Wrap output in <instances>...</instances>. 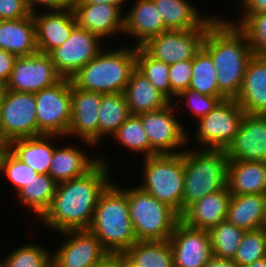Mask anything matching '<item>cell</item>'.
Wrapping results in <instances>:
<instances>
[{"label":"cell","instance_id":"cell-1","mask_svg":"<svg viewBox=\"0 0 266 267\" xmlns=\"http://www.w3.org/2000/svg\"><path fill=\"white\" fill-rule=\"evenodd\" d=\"M102 157L85 175L58 183L49 209L36 222L57 232L88 229L100 195L112 182L108 158Z\"/></svg>","mask_w":266,"mask_h":267},{"label":"cell","instance_id":"cell-2","mask_svg":"<svg viewBox=\"0 0 266 267\" xmlns=\"http://www.w3.org/2000/svg\"><path fill=\"white\" fill-rule=\"evenodd\" d=\"M202 47L211 55L219 91L227 99H235L254 55L246 34L227 18L218 17L208 27Z\"/></svg>","mask_w":266,"mask_h":267},{"label":"cell","instance_id":"cell-3","mask_svg":"<svg viewBox=\"0 0 266 267\" xmlns=\"http://www.w3.org/2000/svg\"><path fill=\"white\" fill-rule=\"evenodd\" d=\"M111 254H123L137 238L129 215L127 194L113 181L100 195L88 228Z\"/></svg>","mask_w":266,"mask_h":267},{"label":"cell","instance_id":"cell-4","mask_svg":"<svg viewBox=\"0 0 266 267\" xmlns=\"http://www.w3.org/2000/svg\"><path fill=\"white\" fill-rule=\"evenodd\" d=\"M129 46L107 51L104 47L70 78L72 84L101 94L123 93L136 68V47Z\"/></svg>","mask_w":266,"mask_h":267},{"label":"cell","instance_id":"cell-5","mask_svg":"<svg viewBox=\"0 0 266 267\" xmlns=\"http://www.w3.org/2000/svg\"><path fill=\"white\" fill-rule=\"evenodd\" d=\"M184 149V193L182 213L209 193L227 186L228 164L225 150L197 148Z\"/></svg>","mask_w":266,"mask_h":267},{"label":"cell","instance_id":"cell-6","mask_svg":"<svg viewBox=\"0 0 266 267\" xmlns=\"http://www.w3.org/2000/svg\"><path fill=\"white\" fill-rule=\"evenodd\" d=\"M143 160L142 183L138 187L181 215L184 193V154H156Z\"/></svg>","mask_w":266,"mask_h":267},{"label":"cell","instance_id":"cell-7","mask_svg":"<svg viewBox=\"0 0 266 267\" xmlns=\"http://www.w3.org/2000/svg\"><path fill=\"white\" fill-rule=\"evenodd\" d=\"M129 215L138 241L169 240L180 215L137 185L124 187Z\"/></svg>","mask_w":266,"mask_h":267},{"label":"cell","instance_id":"cell-8","mask_svg":"<svg viewBox=\"0 0 266 267\" xmlns=\"http://www.w3.org/2000/svg\"><path fill=\"white\" fill-rule=\"evenodd\" d=\"M176 102V103H175ZM164 108L139 114L143 129L150 142V156L179 154L191 139L188 129L176 117L177 101ZM176 105V106H175ZM177 108V109H176ZM187 130V131H186ZM184 147V148H182ZM182 148V150H178Z\"/></svg>","mask_w":266,"mask_h":267},{"label":"cell","instance_id":"cell-9","mask_svg":"<svg viewBox=\"0 0 266 267\" xmlns=\"http://www.w3.org/2000/svg\"><path fill=\"white\" fill-rule=\"evenodd\" d=\"M37 136L66 137L71 123V79L62 78L54 85L35 93Z\"/></svg>","mask_w":266,"mask_h":267},{"label":"cell","instance_id":"cell-10","mask_svg":"<svg viewBox=\"0 0 266 267\" xmlns=\"http://www.w3.org/2000/svg\"><path fill=\"white\" fill-rule=\"evenodd\" d=\"M244 115L245 111L235 99L222 100L206 116L197 120L195 140L201 146H196L226 150L237 134Z\"/></svg>","mask_w":266,"mask_h":267},{"label":"cell","instance_id":"cell-11","mask_svg":"<svg viewBox=\"0 0 266 267\" xmlns=\"http://www.w3.org/2000/svg\"><path fill=\"white\" fill-rule=\"evenodd\" d=\"M217 18V15L212 16L200 28L164 31L150 38L141 47L154 59L167 65L184 60H192L202 48L208 27Z\"/></svg>","mask_w":266,"mask_h":267},{"label":"cell","instance_id":"cell-12","mask_svg":"<svg viewBox=\"0 0 266 267\" xmlns=\"http://www.w3.org/2000/svg\"><path fill=\"white\" fill-rule=\"evenodd\" d=\"M35 93L7 90L0 110V142L37 136Z\"/></svg>","mask_w":266,"mask_h":267},{"label":"cell","instance_id":"cell-13","mask_svg":"<svg viewBox=\"0 0 266 267\" xmlns=\"http://www.w3.org/2000/svg\"><path fill=\"white\" fill-rule=\"evenodd\" d=\"M98 36L75 26L68 39L54 49L51 56L55 69L63 78H71L104 48Z\"/></svg>","mask_w":266,"mask_h":267},{"label":"cell","instance_id":"cell-14","mask_svg":"<svg viewBox=\"0 0 266 267\" xmlns=\"http://www.w3.org/2000/svg\"><path fill=\"white\" fill-rule=\"evenodd\" d=\"M62 78L55 69L51 56L36 52L16 58L6 86L10 91L36 93L54 85Z\"/></svg>","mask_w":266,"mask_h":267},{"label":"cell","instance_id":"cell-15","mask_svg":"<svg viewBox=\"0 0 266 267\" xmlns=\"http://www.w3.org/2000/svg\"><path fill=\"white\" fill-rule=\"evenodd\" d=\"M66 237L63 244L51 253L57 267H94L108 252L100 240L88 229L59 232Z\"/></svg>","mask_w":266,"mask_h":267},{"label":"cell","instance_id":"cell-16","mask_svg":"<svg viewBox=\"0 0 266 267\" xmlns=\"http://www.w3.org/2000/svg\"><path fill=\"white\" fill-rule=\"evenodd\" d=\"M102 94L75 87L71 82V123L67 137L76 136L90 147L99 145V108Z\"/></svg>","mask_w":266,"mask_h":267},{"label":"cell","instance_id":"cell-17","mask_svg":"<svg viewBox=\"0 0 266 267\" xmlns=\"http://www.w3.org/2000/svg\"><path fill=\"white\" fill-rule=\"evenodd\" d=\"M174 267H205L213 257L208 230L194 229L179 221L169 238Z\"/></svg>","mask_w":266,"mask_h":267},{"label":"cell","instance_id":"cell-18","mask_svg":"<svg viewBox=\"0 0 266 267\" xmlns=\"http://www.w3.org/2000/svg\"><path fill=\"white\" fill-rule=\"evenodd\" d=\"M225 152L229 161L266 162V115L245 113Z\"/></svg>","mask_w":266,"mask_h":267},{"label":"cell","instance_id":"cell-19","mask_svg":"<svg viewBox=\"0 0 266 267\" xmlns=\"http://www.w3.org/2000/svg\"><path fill=\"white\" fill-rule=\"evenodd\" d=\"M46 11L45 13L42 11L39 13V10L32 12V17L35 23L38 52L50 54L68 39L77 24L72 10Z\"/></svg>","mask_w":266,"mask_h":267},{"label":"cell","instance_id":"cell-20","mask_svg":"<svg viewBox=\"0 0 266 267\" xmlns=\"http://www.w3.org/2000/svg\"><path fill=\"white\" fill-rule=\"evenodd\" d=\"M77 26L90 31L102 41L105 37L123 33L124 11L111 4L74 5Z\"/></svg>","mask_w":266,"mask_h":267},{"label":"cell","instance_id":"cell-21","mask_svg":"<svg viewBox=\"0 0 266 267\" xmlns=\"http://www.w3.org/2000/svg\"><path fill=\"white\" fill-rule=\"evenodd\" d=\"M248 114L266 115V55H253L235 98Z\"/></svg>","mask_w":266,"mask_h":267},{"label":"cell","instance_id":"cell-22","mask_svg":"<svg viewBox=\"0 0 266 267\" xmlns=\"http://www.w3.org/2000/svg\"><path fill=\"white\" fill-rule=\"evenodd\" d=\"M167 29L158 8L152 0H136L129 11L124 14L123 35L134 37L135 47H141L150 38Z\"/></svg>","mask_w":266,"mask_h":267},{"label":"cell","instance_id":"cell-23","mask_svg":"<svg viewBox=\"0 0 266 267\" xmlns=\"http://www.w3.org/2000/svg\"><path fill=\"white\" fill-rule=\"evenodd\" d=\"M230 197L227 186L215 193H209L190 205L180 215V221L194 229L209 230L226 220Z\"/></svg>","mask_w":266,"mask_h":267},{"label":"cell","instance_id":"cell-24","mask_svg":"<svg viewBox=\"0 0 266 267\" xmlns=\"http://www.w3.org/2000/svg\"><path fill=\"white\" fill-rule=\"evenodd\" d=\"M59 135H39L12 140L5 147L38 174H49V167Z\"/></svg>","mask_w":266,"mask_h":267},{"label":"cell","instance_id":"cell-25","mask_svg":"<svg viewBox=\"0 0 266 267\" xmlns=\"http://www.w3.org/2000/svg\"><path fill=\"white\" fill-rule=\"evenodd\" d=\"M87 154L85 149L73 144L64 147L57 145L51 159L49 175L57 183L85 175L99 162V155L90 157Z\"/></svg>","mask_w":266,"mask_h":267},{"label":"cell","instance_id":"cell-26","mask_svg":"<svg viewBox=\"0 0 266 267\" xmlns=\"http://www.w3.org/2000/svg\"><path fill=\"white\" fill-rule=\"evenodd\" d=\"M0 49L17 57L38 52L32 13L16 20H0Z\"/></svg>","mask_w":266,"mask_h":267},{"label":"cell","instance_id":"cell-27","mask_svg":"<svg viewBox=\"0 0 266 267\" xmlns=\"http://www.w3.org/2000/svg\"><path fill=\"white\" fill-rule=\"evenodd\" d=\"M227 187L231 195L265 194L266 162L229 161Z\"/></svg>","mask_w":266,"mask_h":267},{"label":"cell","instance_id":"cell-28","mask_svg":"<svg viewBox=\"0 0 266 267\" xmlns=\"http://www.w3.org/2000/svg\"><path fill=\"white\" fill-rule=\"evenodd\" d=\"M123 93L130 113L135 115L155 111L171 103L137 68L132 71Z\"/></svg>","mask_w":266,"mask_h":267},{"label":"cell","instance_id":"cell-29","mask_svg":"<svg viewBox=\"0 0 266 267\" xmlns=\"http://www.w3.org/2000/svg\"><path fill=\"white\" fill-rule=\"evenodd\" d=\"M265 194L231 195L226 220L244 231L264 227Z\"/></svg>","mask_w":266,"mask_h":267},{"label":"cell","instance_id":"cell-30","mask_svg":"<svg viewBox=\"0 0 266 267\" xmlns=\"http://www.w3.org/2000/svg\"><path fill=\"white\" fill-rule=\"evenodd\" d=\"M167 30H188L202 27L212 15L199 12L188 0H152ZM202 14V15H201Z\"/></svg>","mask_w":266,"mask_h":267},{"label":"cell","instance_id":"cell-31","mask_svg":"<svg viewBox=\"0 0 266 267\" xmlns=\"http://www.w3.org/2000/svg\"><path fill=\"white\" fill-rule=\"evenodd\" d=\"M123 254L134 267H174L169 240L137 241Z\"/></svg>","mask_w":266,"mask_h":267},{"label":"cell","instance_id":"cell-32","mask_svg":"<svg viewBox=\"0 0 266 267\" xmlns=\"http://www.w3.org/2000/svg\"><path fill=\"white\" fill-rule=\"evenodd\" d=\"M57 184L49 174H39L15 194L16 199L24 207L31 208L38 221L49 209Z\"/></svg>","mask_w":266,"mask_h":267},{"label":"cell","instance_id":"cell-33","mask_svg":"<svg viewBox=\"0 0 266 267\" xmlns=\"http://www.w3.org/2000/svg\"><path fill=\"white\" fill-rule=\"evenodd\" d=\"M131 115L124 93L102 94L99 108V143L104 136H113ZM103 137V138H102Z\"/></svg>","mask_w":266,"mask_h":267},{"label":"cell","instance_id":"cell-34","mask_svg":"<svg viewBox=\"0 0 266 267\" xmlns=\"http://www.w3.org/2000/svg\"><path fill=\"white\" fill-rule=\"evenodd\" d=\"M215 71L211 55L202 47L192 59V77L189 88L208 96L225 97L219 91Z\"/></svg>","mask_w":266,"mask_h":267},{"label":"cell","instance_id":"cell-35","mask_svg":"<svg viewBox=\"0 0 266 267\" xmlns=\"http://www.w3.org/2000/svg\"><path fill=\"white\" fill-rule=\"evenodd\" d=\"M213 256L233 259L245 231L224 220L208 230Z\"/></svg>","mask_w":266,"mask_h":267},{"label":"cell","instance_id":"cell-36","mask_svg":"<svg viewBox=\"0 0 266 267\" xmlns=\"http://www.w3.org/2000/svg\"><path fill=\"white\" fill-rule=\"evenodd\" d=\"M112 137L119 146L132 150L131 153L138 152L136 154H142L143 158L150 157V142L139 115L131 114Z\"/></svg>","mask_w":266,"mask_h":267},{"label":"cell","instance_id":"cell-37","mask_svg":"<svg viewBox=\"0 0 266 267\" xmlns=\"http://www.w3.org/2000/svg\"><path fill=\"white\" fill-rule=\"evenodd\" d=\"M136 68L171 102L169 65L154 59L142 47H136Z\"/></svg>","mask_w":266,"mask_h":267},{"label":"cell","instance_id":"cell-38","mask_svg":"<svg viewBox=\"0 0 266 267\" xmlns=\"http://www.w3.org/2000/svg\"><path fill=\"white\" fill-rule=\"evenodd\" d=\"M47 248L34 242L26 243L11 250L5 258L3 256L1 262L4 267H46L51 262L52 253Z\"/></svg>","mask_w":266,"mask_h":267},{"label":"cell","instance_id":"cell-39","mask_svg":"<svg viewBox=\"0 0 266 267\" xmlns=\"http://www.w3.org/2000/svg\"><path fill=\"white\" fill-rule=\"evenodd\" d=\"M264 257H266V228L263 227L245 231L232 261L243 267Z\"/></svg>","mask_w":266,"mask_h":267},{"label":"cell","instance_id":"cell-40","mask_svg":"<svg viewBox=\"0 0 266 267\" xmlns=\"http://www.w3.org/2000/svg\"><path fill=\"white\" fill-rule=\"evenodd\" d=\"M1 174L10 180L9 183L16 193L39 175L30 166L17 159L6 147L0 152Z\"/></svg>","mask_w":266,"mask_h":267},{"label":"cell","instance_id":"cell-41","mask_svg":"<svg viewBox=\"0 0 266 267\" xmlns=\"http://www.w3.org/2000/svg\"><path fill=\"white\" fill-rule=\"evenodd\" d=\"M238 27L246 34L254 55H266V12L250 13Z\"/></svg>","mask_w":266,"mask_h":267},{"label":"cell","instance_id":"cell-42","mask_svg":"<svg viewBox=\"0 0 266 267\" xmlns=\"http://www.w3.org/2000/svg\"><path fill=\"white\" fill-rule=\"evenodd\" d=\"M178 98H180V101L182 100V109L184 106H187V108H189L191 111L189 112V114L191 113V118L195 117V120L206 116L210 111L217 107L222 100L227 99L226 97H216L201 94L192 88L182 91L178 96H176V99ZM183 103H185V105Z\"/></svg>","mask_w":266,"mask_h":267},{"label":"cell","instance_id":"cell-43","mask_svg":"<svg viewBox=\"0 0 266 267\" xmlns=\"http://www.w3.org/2000/svg\"><path fill=\"white\" fill-rule=\"evenodd\" d=\"M192 77V60H184L169 65V80L171 85V102L182 91L190 87ZM173 98V99H172Z\"/></svg>","mask_w":266,"mask_h":267},{"label":"cell","instance_id":"cell-44","mask_svg":"<svg viewBox=\"0 0 266 267\" xmlns=\"http://www.w3.org/2000/svg\"><path fill=\"white\" fill-rule=\"evenodd\" d=\"M31 13L24 0H0V20L25 18Z\"/></svg>","mask_w":266,"mask_h":267},{"label":"cell","instance_id":"cell-45","mask_svg":"<svg viewBox=\"0 0 266 267\" xmlns=\"http://www.w3.org/2000/svg\"><path fill=\"white\" fill-rule=\"evenodd\" d=\"M31 12L45 7L47 10H72L76 0H24Z\"/></svg>","mask_w":266,"mask_h":267},{"label":"cell","instance_id":"cell-46","mask_svg":"<svg viewBox=\"0 0 266 267\" xmlns=\"http://www.w3.org/2000/svg\"><path fill=\"white\" fill-rule=\"evenodd\" d=\"M240 6L242 7L241 17L239 21H232L227 19L229 22L235 25H239L250 13L266 12V0H239Z\"/></svg>","mask_w":266,"mask_h":267},{"label":"cell","instance_id":"cell-47","mask_svg":"<svg viewBox=\"0 0 266 267\" xmlns=\"http://www.w3.org/2000/svg\"><path fill=\"white\" fill-rule=\"evenodd\" d=\"M17 56L8 51L0 49V82L7 83Z\"/></svg>","mask_w":266,"mask_h":267},{"label":"cell","instance_id":"cell-48","mask_svg":"<svg viewBox=\"0 0 266 267\" xmlns=\"http://www.w3.org/2000/svg\"><path fill=\"white\" fill-rule=\"evenodd\" d=\"M127 0H76L75 5H88V4H111L114 6H117L121 10L124 3H126Z\"/></svg>","mask_w":266,"mask_h":267},{"label":"cell","instance_id":"cell-49","mask_svg":"<svg viewBox=\"0 0 266 267\" xmlns=\"http://www.w3.org/2000/svg\"><path fill=\"white\" fill-rule=\"evenodd\" d=\"M94 267H119V254L108 253Z\"/></svg>","mask_w":266,"mask_h":267},{"label":"cell","instance_id":"cell-50","mask_svg":"<svg viewBox=\"0 0 266 267\" xmlns=\"http://www.w3.org/2000/svg\"><path fill=\"white\" fill-rule=\"evenodd\" d=\"M205 267H239L234 261L231 259H223L212 257Z\"/></svg>","mask_w":266,"mask_h":267},{"label":"cell","instance_id":"cell-51","mask_svg":"<svg viewBox=\"0 0 266 267\" xmlns=\"http://www.w3.org/2000/svg\"><path fill=\"white\" fill-rule=\"evenodd\" d=\"M7 90L8 89H7L6 83L0 82V110L2 108Z\"/></svg>","mask_w":266,"mask_h":267},{"label":"cell","instance_id":"cell-52","mask_svg":"<svg viewBox=\"0 0 266 267\" xmlns=\"http://www.w3.org/2000/svg\"><path fill=\"white\" fill-rule=\"evenodd\" d=\"M243 267H266V257L260 260L254 261L253 263L245 265Z\"/></svg>","mask_w":266,"mask_h":267},{"label":"cell","instance_id":"cell-53","mask_svg":"<svg viewBox=\"0 0 266 267\" xmlns=\"http://www.w3.org/2000/svg\"><path fill=\"white\" fill-rule=\"evenodd\" d=\"M119 267H134L129 260H127L124 254H119Z\"/></svg>","mask_w":266,"mask_h":267},{"label":"cell","instance_id":"cell-54","mask_svg":"<svg viewBox=\"0 0 266 267\" xmlns=\"http://www.w3.org/2000/svg\"><path fill=\"white\" fill-rule=\"evenodd\" d=\"M265 200H266V193H265ZM264 228H266V209H265V217H264Z\"/></svg>","mask_w":266,"mask_h":267},{"label":"cell","instance_id":"cell-55","mask_svg":"<svg viewBox=\"0 0 266 267\" xmlns=\"http://www.w3.org/2000/svg\"><path fill=\"white\" fill-rule=\"evenodd\" d=\"M46 267H57L52 261Z\"/></svg>","mask_w":266,"mask_h":267},{"label":"cell","instance_id":"cell-56","mask_svg":"<svg viewBox=\"0 0 266 267\" xmlns=\"http://www.w3.org/2000/svg\"><path fill=\"white\" fill-rule=\"evenodd\" d=\"M5 146L0 142V152Z\"/></svg>","mask_w":266,"mask_h":267},{"label":"cell","instance_id":"cell-57","mask_svg":"<svg viewBox=\"0 0 266 267\" xmlns=\"http://www.w3.org/2000/svg\"><path fill=\"white\" fill-rule=\"evenodd\" d=\"M0 259H1V258H0ZM0 267H4L3 264H2V262H1V260H0Z\"/></svg>","mask_w":266,"mask_h":267}]
</instances>
